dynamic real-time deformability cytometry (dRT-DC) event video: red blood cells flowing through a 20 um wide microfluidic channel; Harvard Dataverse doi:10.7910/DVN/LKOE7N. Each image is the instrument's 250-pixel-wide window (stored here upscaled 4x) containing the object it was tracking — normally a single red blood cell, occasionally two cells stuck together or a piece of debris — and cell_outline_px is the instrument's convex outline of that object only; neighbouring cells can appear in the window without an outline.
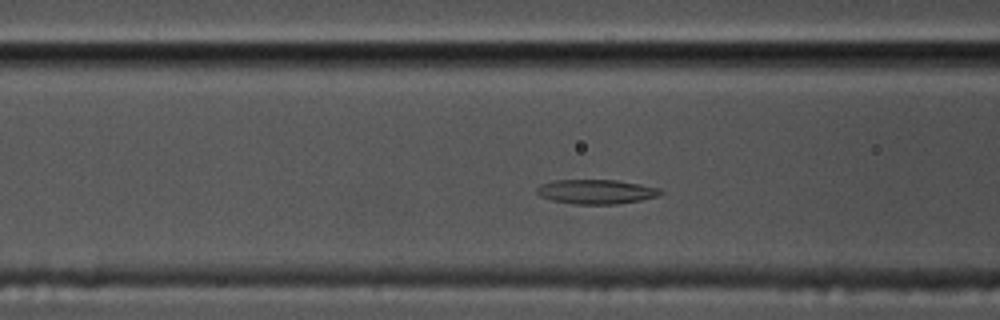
{"species": "common noctule bat (a hibernating species)", "species_latin": "Nyctalus noctula", "temperature_condition": "cold", "stored_images_in_passage": 52, "camera_frame_rate_fps": 3000, "um_per_image_px": 0.085, "animal": {"sex": "male", "body_mass_g": 17.5, "forearm_length_mm": 52.3}, "frame": {"image": 1, "passage_image": 16, "time_ms": 5.0, "image_size_px": [1000, 320], "cell_outline_px": [[664, 192], [660, 196], [640, 200], [616, 204], [572, 204], [552, 200], [540, 196], [536, 192], [536, 188], [540, 184], [552, 180], [616, 180], [640, 184], [660, 188]], "centroid_in_image_um": [50.67, 16.29], "position_along_channel_um": 115.9, "area_um2": 17.74}}
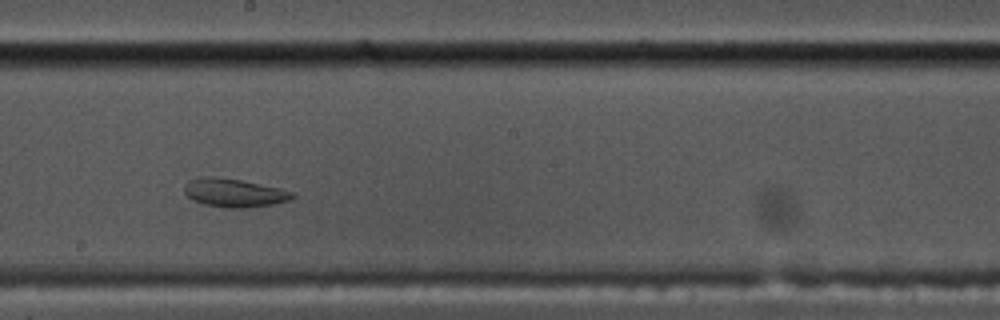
{"frame": {"image": 2, "passage_image": 26, "time_ms": 8.333, "image_size_px": [1000, 320], "cell_outline_px": [[296, 196], [288, 200], [272, 204], [248, 208], [228, 208], [204, 204], [192, 200], [184, 192], [184, 184], [188, 180], [204, 176], [212, 176], [240, 180], [280, 188], [296, 192]], "centroid_in_image_um": [19.89, 16.39], "position_along_channel_um": 228.3, "area_um2": 17.98}}
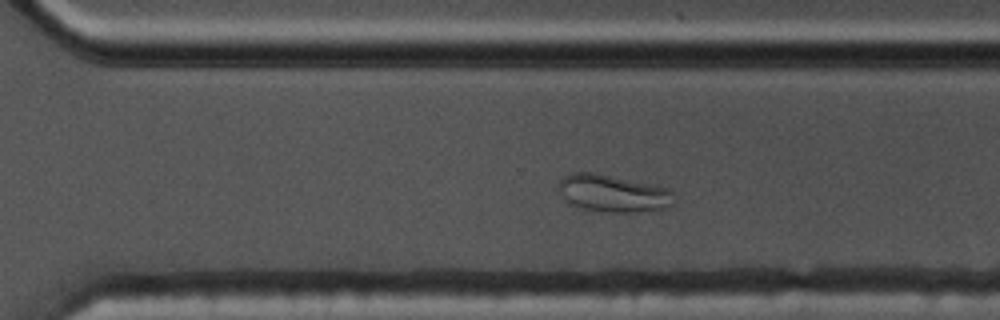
{"frame": {"image": 3, "passage_image": 34, "time_ms": 11.0, "image_size_px": [1000, 320], "cell_outline_px": [[676, 200], [668, 208], [636, 212], [604, 212], [584, 208], [568, 204], [564, 196], [560, 184], [560, 180], [564, 176], [572, 172], [592, 172], [668, 188], [672, 192]], "centroid_in_image_um": [52.15, 16.45], "position_along_channel_um": 318.5, "area_um2": 24.74}}